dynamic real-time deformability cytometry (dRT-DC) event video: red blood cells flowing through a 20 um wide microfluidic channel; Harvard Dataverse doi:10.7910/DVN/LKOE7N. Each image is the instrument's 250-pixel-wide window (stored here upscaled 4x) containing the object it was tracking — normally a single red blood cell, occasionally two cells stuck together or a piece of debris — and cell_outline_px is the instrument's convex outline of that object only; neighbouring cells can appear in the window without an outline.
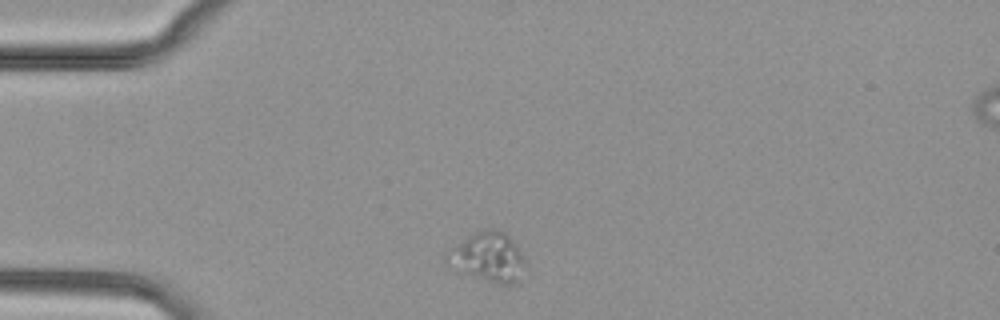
{"species": "common noctule bat (a hibernating species)", "species_latin": "Nyctalus noctula", "temperature_condition": "cold", "stored_images_in_passage": 40, "camera_frame_rate_fps": 3000, "um_per_image_px": 0.085, "animal": {"sex": "female", "body_mass_g": 29.2, "forearm_length_mm": 56.3}, "frame": {"image": 1, "passage_image": 1, "time_ms": 0.0, "image_size_px": [1000, 320], "cell_outline_px": [[528, 268], [516, 284], [500, 284], [456, 272], [448, 268], [444, 256], [448, 248], [468, 236], [484, 228], [496, 228], [504, 232], [512, 240], [520, 252]], "centroid_in_image_um": [41.44, 21.87], "position_along_channel_um": 43.6, "area_um2": 23.29}}
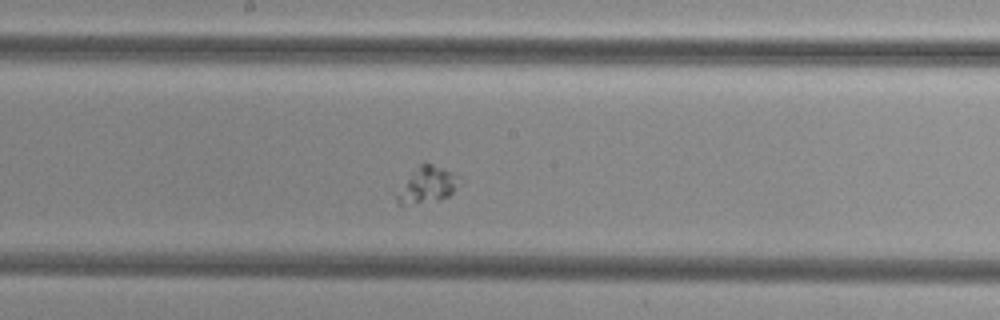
{"frame": {"image": 2, "passage_image": 16, "time_ms": 5.0, "image_size_px": [1000, 320], "cell_outline_px": [[460, 184], [448, 196], [440, 200], [400, 208], [396, 204], [396, 196], [420, 164], [432, 164], [444, 168], [452, 172], [456, 176]], "centroid_in_image_um": [36.3, 15.81], "position_along_channel_um": 211.9, "area_um2": 12.95}}
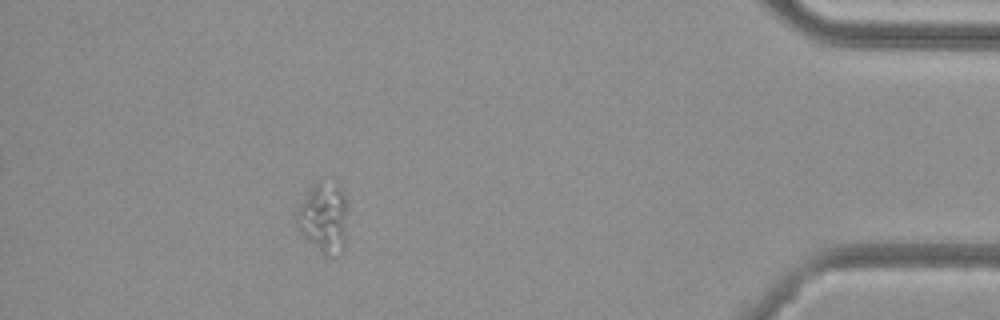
{"frame": {"image": 3, "passage_image": 35, "time_ms": 11.333, "image_size_px": [1000, 320], "cell_outline_px": [[348, 208], [344, 248], [340, 256], [324, 256], [296, 228], [296, 208], [316, 180], [336, 180], [340, 184], [344, 192], [348, 204]], "centroid_in_image_um": [27.55, 18.45], "position_along_channel_um": 407.7, "area_um2": 21.96}}